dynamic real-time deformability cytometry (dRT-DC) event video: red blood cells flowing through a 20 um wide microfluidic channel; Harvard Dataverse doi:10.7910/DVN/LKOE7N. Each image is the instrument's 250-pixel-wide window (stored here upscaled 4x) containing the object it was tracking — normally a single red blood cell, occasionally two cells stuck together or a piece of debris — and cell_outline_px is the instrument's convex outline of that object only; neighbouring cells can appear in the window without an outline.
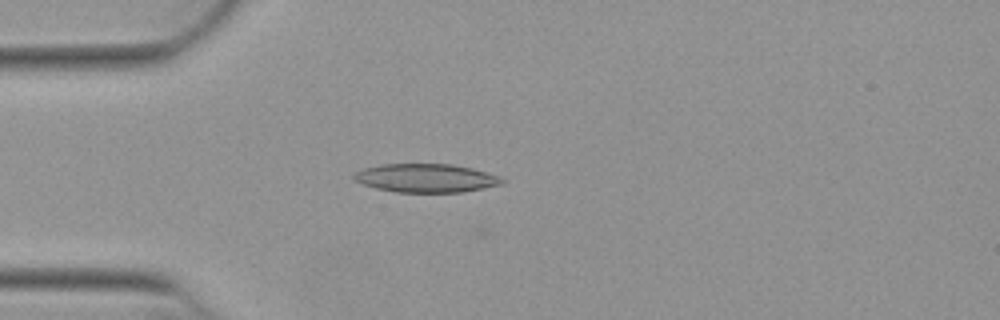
{"species": "Egyptian fruit bat (a non-hibernating species)", "species_latin": "Rousettus aegyptiacus", "temperature_condition": "warm", "stored_images_in_passage": 44, "camera_frame_rate_fps": 3000, "um_per_image_px": 0.085, "animal": {"sex": "female"}, "frame": {"image": 1, "passage_image": 7, "time_ms": 2.0, "image_size_px": [1000, 320], "cell_outline_px": [[504, 184], [460, 192], [396, 192], [376, 188], [364, 184], [356, 180], [352, 176], [356, 172], [364, 168], [380, 164], [452, 164], [472, 168], [500, 176], [504, 180]], "centroid_in_image_um": [36.23, 15.13], "position_along_channel_um": 48.8, "area_um2": 24.51}}
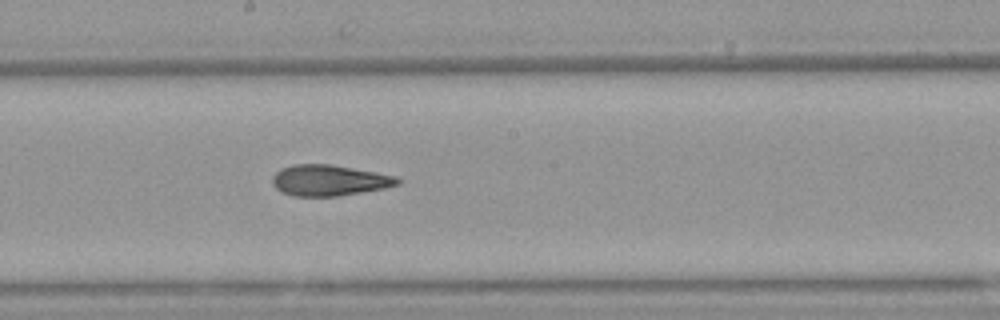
{"frame": {"image": 2, "passage_image": 21, "time_ms": 6.667, "image_size_px": [1000, 320], "cell_outline_px": [[404, 180], [400, 184], [384, 188], [336, 196], [296, 196], [284, 192], [276, 188], [272, 184], [272, 176], [280, 168], [296, 164], [328, 164], [376, 172], [396, 176]], "centroid_in_image_um": [28.0, 15.32], "position_along_channel_um": 220.2, "area_um2": 22.43}}
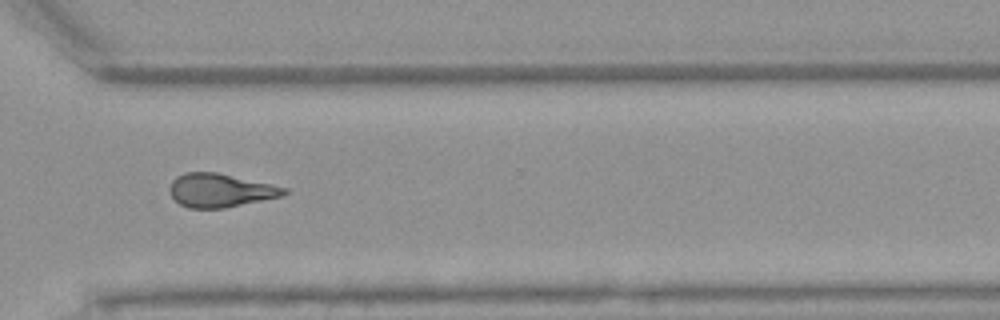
{"frame": {"image": 3, "passage_image": 31, "time_ms": 10.0, "image_size_px": [1000, 320], "cell_outline_px": [[288, 192], [280, 196], [224, 208], [188, 208], [180, 204], [172, 196], [168, 188], [172, 180], [176, 176], [184, 172], [216, 172], [288, 188]], "centroid_in_image_um": [18.67, 16.17], "position_along_channel_um": 351.9, "area_um2": 22.14}, "authors_computed_cell_mechanics": {"area_um2": 22.542, "velocity_mm_per_s": 3.9524, "shape_relaxation_time_tau1_ms": null, "shape_relaxation_time_tau2_ms": 4.5398, "deformation_change_tau1": null, "deformation_change_tau2": 0.1589}}